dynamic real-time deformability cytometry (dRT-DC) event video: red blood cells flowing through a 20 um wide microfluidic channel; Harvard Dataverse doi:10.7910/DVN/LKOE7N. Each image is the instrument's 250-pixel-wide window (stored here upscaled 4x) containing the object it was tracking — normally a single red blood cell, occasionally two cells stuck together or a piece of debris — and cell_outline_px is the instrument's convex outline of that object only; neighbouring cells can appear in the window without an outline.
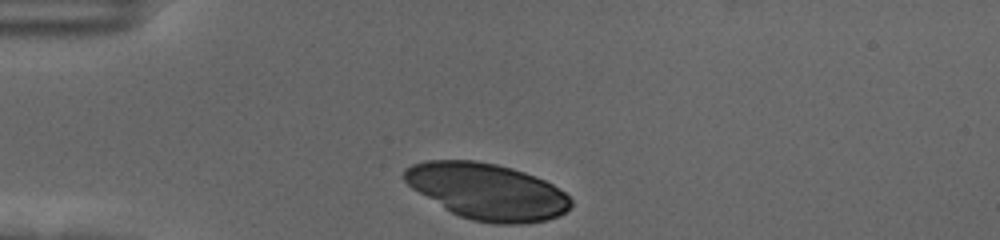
{"species": "human", "species_latin": "Homo sapiens", "temperature_condition": "cold", "stored_images_in_passage": 34, "camera_frame_rate_fps": 3000, "um_per_image_px": 0.085, "donor": {"sex": "female"}, "frame": {"image": 1, "passage_image": 1, "time_ms": 0.0, "image_size_px": [1000, 240], "cell_outline_px": [[572, 204], [564, 212], [548, 220], [520, 224], [496, 224], [472, 220], [460, 216], [444, 208], [412, 188], [404, 180], [404, 168], [412, 164], [428, 160], [476, 160], [496, 164], [512, 168], [536, 176], [552, 184], [564, 192], [572, 200]], "centroid_in_image_um": [41.4, 16.26], "position_along_channel_um": 43.6, "area_um2": 54.39}}